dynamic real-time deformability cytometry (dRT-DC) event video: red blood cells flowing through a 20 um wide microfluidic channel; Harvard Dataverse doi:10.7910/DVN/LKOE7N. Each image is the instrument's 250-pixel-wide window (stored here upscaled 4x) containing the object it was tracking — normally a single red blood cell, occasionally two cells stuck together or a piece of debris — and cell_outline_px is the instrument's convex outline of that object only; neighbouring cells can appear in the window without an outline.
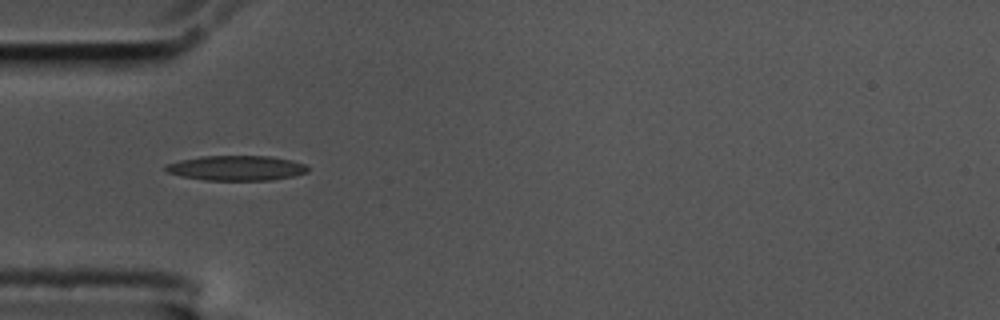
{"species": "common noctule bat (a hibernating species)", "species_latin": "Nyctalus noctula", "temperature_condition": "cold", "stored_images_in_passage": 7, "camera_frame_rate_fps": 3000, "um_per_image_px": 0.085, "animal": {"sex": "male", "body_mass_g": 17.5, "forearm_length_mm": 52.3}, "frame": {"image": 1, "passage_image": 6, "time_ms": 1.667, "image_size_px": [1000, 320], "cell_outline_px": [[308, 172], [292, 176], [272, 180], [204, 180], [180, 176], [168, 172], [164, 168], [164, 164], [180, 160], [200, 156], [268, 156], [292, 160], [308, 164]], "centroid_in_image_um": [20.09, 14.28], "position_along_channel_um": 64.9, "area_um2": 20.81}}